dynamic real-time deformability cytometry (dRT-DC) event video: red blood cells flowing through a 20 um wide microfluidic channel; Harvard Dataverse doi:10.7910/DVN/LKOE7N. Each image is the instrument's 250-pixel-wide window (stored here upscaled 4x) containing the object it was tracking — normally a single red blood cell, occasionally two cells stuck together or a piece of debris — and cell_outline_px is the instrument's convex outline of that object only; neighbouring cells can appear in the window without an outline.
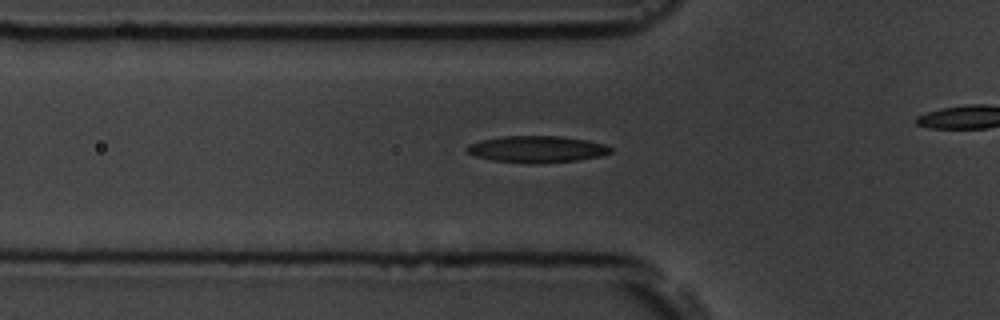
{"species": "common noctule bat (a hibernating species)", "species_latin": "Nyctalus noctula", "temperature_condition": "room temperature", "stored_images_in_passage": 39, "camera_frame_rate_fps": 3000, "um_per_image_px": 0.085, "animal": {"sex": "male", "body_mass_g": 19.5, "forearm_length_mm": 54.6}, "frame": {"image": 1, "passage_image": 14, "time_ms": 4.333, "image_size_px": [1000, 320], "cell_outline_px": [[612, 152], [600, 156], [576, 160], [536, 164], [528, 164], [492, 160], [476, 156], [468, 152], [464, 148], [468, 144], [480, 140], [500, 136], [560, 136], [588, 140], [604, 144], [612, 148]], "centroid_in_image_um": [45.61, 12.68], "position_along_channel_um": 80.2, "area_um2": 22.48}}
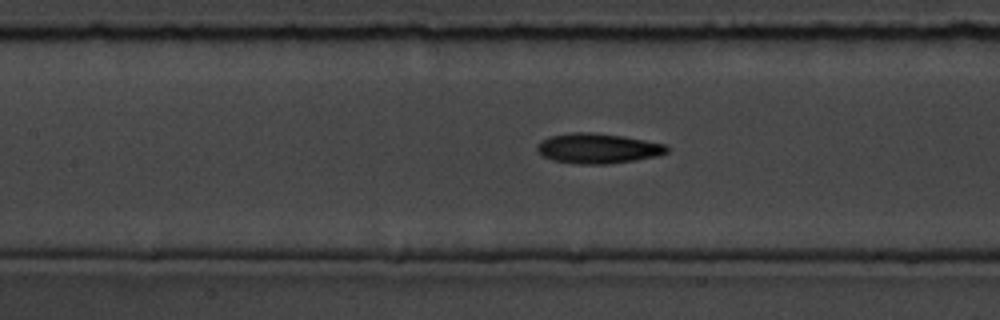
{"frame": {"image": 2, "passage_image": 20, "time_ms": 6.333, "image_size_px": [1000, 320], "cell_outline_px": [[668, 152], [656, 156], [636, 160], [604, 164], [580, 164], [552, 160], [544, 156], [536, 148], [544, 140], [552, 136], [572, 132], [592, 132], [624, 136], [664, 144], [668, 148]], "centroid_in_image_um": [50.85, 12.61], "position_along_channel_um": 156.6, "area_um2": 22.37}}
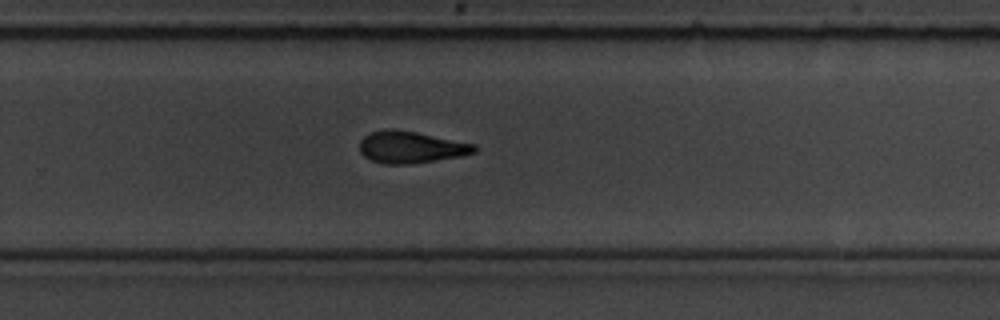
{"frame": {"image": 3, "passage_image": 31, "time_ms": 10.0, "image_size_px": [1000, 320], "cell_outline_px": [[476, 152], [460, 156], [408, 164], [384, 164], [372, 160], [364, 156], [360, 152], [360, 140], [364, 136], [372, 132], [388, 128], [392, 128], [416, 132], [476, 144]], "centroid_in_image_um": [34.91, 12.5], "position_along_channel_um": 294.9, "area_um2": 21.15}}